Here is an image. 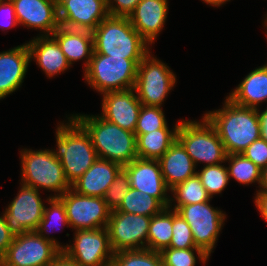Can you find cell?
Returning a JSON list of instances; mask_svg holds the SVG:
<instances>
[{
  "instance_id": "6da1fadb",
  "label": "cell",
  "mask_w": 267,
  "mask_h": 266,
  "mask_svg": "<svg viewBox=\"0 0 267 266\" xmlns=\"http://www.w3.org/2000/svg\"><path fill=\"white\" fill-rule=\"evenodd\" d=\"M203 115L217 131L227 154H240L261 138L258 109L239 106L226 97L221 109Z\"/></svg>"
},
{
  "instance_id": "7a4b0ae2",
  "label": "cell",
  "mask_w": 267,
  "mask_h": 266,
  "mask_svg": "<svg viewBox=\"0 0 267 266\" xmlns=\"http://www.w3.org/2000/svg\"><path fill=\"white\" fill-rule=\"evenodd\" d=\"M89 134L98 158L120 164L122 167L138 158L136 135L122 129L100 115H71Z\"/></svg>"
},
{
  "instance_id": "3957f363",
  "label": "cell",
  "mask_w": 267,
  "mask_h": 266,
  "mask_svg": "<svg viewBox=\"0 0 267 266\" xmlns=\"http://www.w3.org/2000/svg\"><path fill=\"white\" fill-rule=\"evenodd\" d=\"M93 53L143 60L149 43L133 28L128 17L108 16L92 31Z\"/></svg>"
},
{
  "instance_id": "277c9868",
  "label": "cell",
  "mask_w": 267,
  "mask_h": 266,
  "mask_svg": "<svg viewBox=\"0 0 267 266\" xmlns=\"http://www.w3.org/2000/svg\"><path fill=\"white\" fill-rule=\"evenodd\" d=\"M56 128L55 151L70 184L81 177L98 159L87 131L72 117Z\"/></svg>"
},
{
  "instance_id": "5b68a950",
  "label": "cell",
  "mask_w": 267,
  "mask_h": 266,
  "mask_svg": "<svg viewBox=\"0 0 267 266\" xmlns=\"http://www.w3.org/2000/svg\"><path fill=\"white\" fill-rule=\"evenodd\" d=\"M20 156L21 183L39 191L42 188L55 192L52 197H59L71 188L55 149L26 148L20 151Z\"/></svg>"
},
{
  "instance_id": "8992f818",
  "label": "cell",
  "mask_w": 267,
  "mask_h": 266,
  "mask_svg": "<svg viewBox=\"0 0 267 266\" xmlns=\"http://www.w3.org/2000/svg\"><path fill=\"white\" fill-rule=\"evenodd\" d=\"M141 61L93 53L84 71L85 83L100 94L133 89Z\"/></svg>"
},
{
  "instance_id": "52a82bcc",
  "label": "cell",
  "mask_w": 267,
  "mask_h": 266,
  "mask_svg": "<svg viewBox=\"0 0 267 266\" xmlns=\"http://www.w3.org/2000/svg\"><path fill=\"white\" fill-rule=\"evenodd\" d=\"M177 140L182 144L195 166L225 163L227 153L213 125L202 116L201 121L181 120Z\"/></svg>"
},
{
  "instance_id": "ba28073f",
  "label": "cell",
  "mask_w": 267,
  "mask_h": 266,
  "mask_svg": "<svg viewBox=\"0 0 267 266\" xmlns=\"http://www.w3.org/2000/svg\"><path fill=\"white\" fill-rule=\"evenodd\" d=\"M149 52L138 65L134 90L142 105L162 107L176 84L172 70Z\"/></svg>"
},
{
  "instance_id": "9c48e42d",
  "label": "cell",
  "mask_w": 267,
  "mask_h": 266,
  "mask_svg": "<svg viewBox=\"0 0 267 266\" xmlns=\"http://www.w3.org/2000/svg\"><path fill=\"white\" fill-rule=\"evenodd\" d=\"M210 201L211 199L206 202L183 205L175 210L189 224L195 245L209 257L227 218L222 210L211 207Z\"/></svg>"
},
{
  "instance_id": "30bf717a",
  "label": "cell",
  "mask_w": 267,
  "mask_h": 266,
  "mask_svg": "<svg viewBox=\"0 0 267 266\" xmlns=\"http://www.w3.org/2000/svg\"><path fill=\"white\" fill-rule=\"evenodd\" d=\"M61 252L56 244L31 231L14 236L0 263L3 266H47Z\"/></svg>"
},
{
  "instance_id": "8fae6325",
  "label": "cell",
  "mask_w": 267,
  "mask_h": 266,
  "mask_svg": "<svg viewBox=\"0 0 267 266\" xmlns=\"http://www.w3.org/2000/svg\"><path fill=\"white\" fill-rule=\"evenodd\" d=\"M59 198L65 206L69 226L75 231L107 227L111 210L103 197L80 195L70 188Z\"/></svg>"
},
{
  "instance_id": "7c38bea8",
  "label": "cell",
  "mask_w": 267,
  "mask_h": 266,
  "mask_svg": "<svg viewBox=\"0 0 267 266\" xmlns=\"http://www.w3.org/2000/svg\"><path fill=\"white\" fill-rule=\"evenodd\" d=\"M73 244L62 250L81 266H111L114 255L107 228L84 229L74 232Z\"/></svg>"
},
{
  "instance_id": "4fadbf2b",
  "label": "cell",
  "mask_w": 267,
  "mask_h": 266,
  "mask_svg": "<svg viewBox=\"0 0 267 266\" xmlns=\"http://www.w3.org/2000/svg\"><path fill=\"white\" fill-rule=\"evenodd\" d=\"M151 217L112 210L107 224L113 252L147 249Z\"/></svg>"
},
{
  "instance_id": "5bb4252c",
  "label": "cell",
  "mask_w": 267,
  "mask_h": 266,
  "mask_svg": "<svg viewBox=\"0 0 267 266\" xmlns=\"http://www.w3.org/2000/svg\"><path fill=\"white\" fill-rule=\"evenodd\" d=\"M20 184L17 196L3 212L7 226L14 236L36 231L45 208L38 189Z\"/></svg>"
},
{
  "instance_id": "9a60e30c",
  "label": "cell",
  "mask_w": 267,
  "mask_h": 266,
  "mask_svg": "<svg viewBox=\"0 0 267 266\" xmlns=\"http://www.w3.org/2000/svg\"><path fill=\"white\" fill-rule=\"evenodd\" d=\"M60 26L93 31L109 16L107 0H57Z\"/></svg>"
},
{
  "instance_id": "2e32d148",
  "label": "cell",
  "mask_w": 267,
  "mask_h": 266,
  "mask_svg": "<svg viewBox=\"0 0 267 266\" xmlns=\"http://www.w3.org/2000/svg\"><path fill=\"white\" fill-rule=\"evenodd\" d=\"M123 169L129 176L131 188L157 198L166 208L170 206L167 187L158 160L136 158Z\"/></svg>"
},
{
  "instance_id": "e0dca14e",
  "label": "cell",
  "mask_w": 267,
  "mask_h": 266,
  "mask_svg": "<svg viewBox=\"0 0 267 266\" xmlns=\"http://www.w3.org/2000/svg\"><path fill=\"white\" fill-rule=\"evenodd\" d=\"M11 2L19 25L29 29H40V36L52 35L60 26L57 0H11Z\"/></svg>"
},
{
  "instance_id": "ac0fdd59",
  "label": "cell",
  "mask_w": 267,
  "mask_h": 266,
  "mask_svg": "<svg viewBox=\"0 0 267 266\" xmlns=\"http://www.w3.org/2000/svg\"><path fill=\"white\" fill-rule=\"evenodd\" d=\"M101 104L102 118L122 129L135 132L142 104L134 89L104 93Z\"/></svg>"
},
{
  "instance_id": "d6986e66",
  "label": "cell",
  "mask_w": 267,
  "mask_h": 266,
  "mask_svg": "<svg viewBox=\"0 0 267 266\" xmlns=\"http://www.w3.org/2000/svg\"><path fill=\"white\" fill-rule=\"evenodd\" d=\"M30 62L27 43L0 52V100L22 86Z\"/></svg>"
},
{
  "instance_id": "ffe728a7",
  "label": "cell",
  "mask_w": 267,
  "mask_h": 266,
  "mask_svg": "<svg viewBox=\"0 0 267 266\" xmlns=\"http://www.w3.org/2000/svg\"><path fill=\"white\" fill-rule=\"evenodd\" d=\"M168 9V0H141L128 19L133 28L152 45L165 25Z\"/></svg>"
},
{
  "instance_id": "44dd1931",
  "label": "cell",
  "mask_w": 267,
  "mask_h": 266,
  "mask_svg": "<svg viewBox=\"0 0 267 266\" xmlns=\"http://www.w3.org/2000/svg\"><path fill=\"white\" fill-rule=\"evenodd\" d=\"M123 167L107 159L98 158L76 181L71 189L84 196L103 197Z\"/></svg>"
},
{
  "instance_id": "7402d4cb",
  "label": "cell",
  "mask_w": 267,
  "mask_h": 266,
  "mask_svg": "<svg viewBox=\"0 0 267 266\" xmlns=\"http://www.w3.org/2000/svg\"><path fill=\"white\" fill-rule=\"evenodd\" d=\"M30 61L35 60L38 67L51 78L71 68L60 45L52 35H39L27 43Z\"/></svg>"
},
{
  "instance_id": "603a6c76",
  "label": "cell",
  "mask_w": 267,
  "mask_h": 266,
  "mask_svg": "<svg viewBox=\"0 0 267 266\" xmlns=\"http://www.w3.org/2000/svg\"><path fill=\"white\" fill-rule=\"evenodd\" d=\"M52 36L71 66L74 62L84 59V71L88 68L94 51L92 31L59 26Z\"/></svg>"
},
{
  "instance_id": "cb8c5ba5",
  "label": "cell",
  "mask_w": 267,
  "mask_h": 266,
  "mask_svg": "<svg viewBox=\"0 0 267 266\" xmlns=\"http://www.w3.org/2000/svg\"><path fill=\"white\" fill-rule=\"evenodd\" d=\"M158 161L163 179L170 190L197 173L193 160L178 140L171 145Z\"/></svg>"
},
{
  "instance_id": "d4e9b609",
  "label": "cell",
  "mask_w": 267,
  "mask_h": 266,
  "mask_svg": "<svg viewBox=\"0 0 267 266\" xmlns=\"http://www.w3.org/2000/svg\"><path fill=\"white\" fill-rule=\"evenodd\" d=\"M227 98L239 106L255 109L267 102V63L249 72Z\"/></svg>"
},
{
  "instance_id": "484cf974",
  "label": "cell",
  "mask_w": 267,
  "mask_h": 266,
  "mask_svg": "<svg viewBox=\"0 0 267 266\" xmlns=\"http://www.w3.org/2000/svg\"><path fill=\"white\" fill-rule=\"evenodd\" d=\"M179 120L172 130L168 124L161 129L146 134L136 135V151L140 159L158 160L177 140Z\"/></svg>"
},
{
  "instance_id": "4316f807",
  "label": "cell",
  "mask_w": 267,
  "mask_h": 266,
  "mask_svg": "<svg viewBox=\"0 0 267 266\" xmlns=\"http://www.w3.org/2000/svg\"><path fill=\"white\" fill-rule=\"evenodd\" d=\"M173 210L165 208L151 217L147 235V249L161 252L168 248L172 239Z\"/></svg>"
},
{
  "instance_id": "83f0119b",
  "label": "cell",
  "mask_w": 267,
  "mask_h": 266,
  "mask_svg": "<svg viewBox=\"0 0 267 266\" xmlns=\"http://www.w3.org/2000/svg\"><path fill=\"white\" fill-rule=\"evenodd\" d=\"M165 208L157 198L130 188L116 211L152 217Z\"/></svg>"
},
{
  "instance_id": "f1b7e54d",
  "label": "cell",
  "mask_w": 267,
  "mask_h": 266,
  "mask_svg": "<svg viewBox=\"0 0 267 266\" xmlns=\"http://www.w3.org/2000/svg\"><path fill=\"white\" fill-rule=\"evenodd\" d=\"M170 192L173 197H170L169 208L172 210H176L183 205L206 202L211 199L197 174L177 184ZM172 202H174V207H172Z\"/></svg>"
},
{
  "instance_id": "f546056e",
  "label": "cell",
  "mask_w": 267,
  "mask_h": 266,
  "mask_svg": "<svg viewBox=\"0 0 267 266\" xmlns=\"http://www.w3.org/2000/svg\"><path fill=\"white\" fill-rule=\"evenodd\" d=\"M47 201H48L47 204H49L50 207L48 208L45 206L43 217H42L41 221L39 222V226L36 229V232L40 236H42L44 239L53 242L61 250H63L66 247V245H61L62 243L58 242V240L56 241V239H54V237L52 238V236L50 237L48 235H50V233H51L50 228H52V229H53V227L55 228L56 225L59 223L61 224V226L65 227V225H66L67 228L69 227L66 209H65V206H64L62 200L59 197H52L50 195L47 198Z\"/></svg>"
},
{
  "instance_id": "4dcf8cb0",
  "label": "cell",
  "mask_w": 267,
  "mask_h": 266,
  "mask_svg": "<svg viewBox=\"0 0 267 266\" xmlns=\"http://www.w3.org/2000/svg\"><path fill=\"white\" fill-rule=\"evenodd\" d=\"M225 162H228L227 170L229 179L233 178L243 185H249L255 182L260 185L261 168L246 158L242 153L227 154Z\"/></svg>"
},
{
  "instance_id": "1f68e13d",
  "label": "cell",
  "mask_w": 267,
  "mask_h": 266,
  "mask_svg": "<svg viewBox=\"0 0 267 266\" xmlns=\"http://www.w3.org/2000/svg\"><path fill=\"white\" fill-rule=\"evenodd\" d=\"M111 266H163L160 252L150 249L115 252Z\"/></svg>"
},
{
  "instance_id": "d6a6232c",
  "label": "cell",
  "mask_w": 267,
  "mask_h": 266,
  "mask_svg": "<svg viewBox=\"0 0 267 266\" xmlns=\"http://www.w3.org/2000/svg\"><path fill=\"white\" fill-rule=\"evenodd\" d=\"M196 174L211 199L213 195L221 194L228 182H230L227 167L224 164L222 165V163L203 166V169L197 171Z\"/></svg>"
},
{
  "instance_id": "836d02e7",
  "label": "cell",
  "mask_w": 267,
  "mask_h": 266,
  "mask_svg": "<svg viewBox=\"0 0 267 266\" xmlns=\"http://www.w3.org/2000/svg\"><path fill=\"white\" fill-rule=\"evenodd\" d=\"M194 251L198 255L194 254ZM163 266H195L197 258L203 264L209 260V256L201 248L175 249L165 248L161 252Z\"/></svg>"
},
{
  "instance_id": "e575fe53",
  "label": "cell",
  "mask_w": 267,
  "mask_h": 266,
  "mask_svg": "<svg viewBox=\"0 0 267 266\" xmlns=\"http://www.w3.org/2000/svg\"><path fill=\"white\" fill-rule=\"evenodd\" d=\"M167 125L162 108L142 105L135 127V134H146Z\"/></svg>"
},
{
  "instance_id": "d590c367",
  "label": "cell",
  "mask_w": 267,
  "mask_h": 266,
  "mask_svg": "<svg viewBox=\"0 0 267 266\" xmlns=\"http://www.w3.org/2000/svg\"><path fill=\"white\" fill-rule=\"evenodd\" d=\"M130 188L129 176L122 168L103 196V200L106 202L107 207L111 211L116 210Z\"/></svg>"
},
{
  "instance_id": "8d00e7d4",
  "label": "cell",
  "mask_w": 267,
  "mask_h": 266,
  "mask_svg": "<svg viewBox=\"0 0 267 266\" xmlns=\"http://www.w3.org/2000/svg\"><path fill=\"white\" fill-rule=\"evenodd\" d=\"M169 247L175 249L199 248L195 245L189 224L175 210H173L172 239Z\"/></svg>"
},
{
  "instance_id": "74e56055",
  "label": "cell",
  "mask_w": 267,
  "mask_h": 266,
  "mask_svg": "<svg viewBox=\"0 0 267 266\" xmlns=\"http://www.w3.org/2000/svg\"><path fill=\"white\" fill-rule=\"evenodd\" d=\"M242 154L261 169L267 166V141L262 137L251 143Z\"/></svg>"
},
{
  "instance_id": "f35d334b",
  "label": "cell",
  "mask_w": 267,
  "mask_h": 266,
  "mask_svg": "<svg viewBox=\"0 0 267 266\" xmlns=\"http://www.w3.org/2000/svg\"><path fill=\"white\" fill-rule=\"evenodd\" d=\"M140 1L141 0H107L109 16L128 17Z\"/></svg>"
},
{
  "instance_id": "ab89813d",
  "label": "cell",
  "mask_w": 267,
  "mask_h": 266,
  "mask_svg": "<svg viewBox=\"0 0 267 266\" xmlns=\"http://www.w3.org/2000/svg\"><path fill=\"white\" fill-rule=\"evenodd\" d=\"M17 25H19V23L16 18L13 3L11 0H2L0 2V28L2 31H5V29L9 30V28Z\"/></svg>"
},
{
  "instance_id": "60d3db41",
  "label": "cell",
  "mask_w": 267,
  "mask_h": 266,
  "mask_svg": "<svg viewBox=\"0 0 267 266\" xmlns=\"http://www.w3.org/2000/svg\"><path fill=\"white\" fill-rule=\"evenodd\" d=\"M0 216V259L5 255L7 248L13 241L14 235L10 232L3 213Z\"/></svg>"
},
{
  "instance_id": "b9f144b4",
  "label": "cell",
  "mask_w": 267,
  "mask_h": 266,
  "mask_svg": "<svg viewBox=\"0 0 267 266\" xmlns=\"http://www.w3.org/2000/svg\"><path fill=\"white\" fill-rule=\"evenodd\" d=\"M254 201L260 215L267 222V193H256Z\"/></svg>"
},
{
  "instance_id": "7bdbcfd3",
  "label": "cell",
  "mask_w": 267,
  "mask_h": 266,
  "mask_svg": "<svg viewBox=\"0 0 267 266\" xmlns=\"http://www.w3.org/2000/svg\"><path fill=\"white\" fill-rule=\"evenodd\" d=\"M47 266H81L78 262L69 258L63 251Z\"/></svg>"
},
{
  "instance_id": "ee69618b",
  "label": "cell",
  "mask_w": 267,
  "mask_h": 266,
  "mask_svg": "<svg viewBox=\"0 0 267 266\" xmlns=\"http://www.w3.org/2000/svg\"><path fill=\"white\" fill-rule=\"evenodd\" d=\"M258 113L261 121V137L267 141V108L262 111L258 109Z\"/></svg>"
},
{
  "instance_id": "f6af8a7d",
  "label": "cell",
  "mask_w": 267,
  "mask_h": 266,
  "mask_svg": "<svg viewBox=\"0 0 267 266\" xmlns=\"http://www.w3.org/2000/svg\"><path fill=\"white\" fill-rule=\"evenodd\" d=\"M256 193H267V166L261 169V181Z\"/></svg>"
},
{
  "instance_id": "bcb514c9",
  "label": "cell",
  "mask_w": 267,
  "mask_h": 266,
  "mask_svg": "<svg viewBox=\"0 0 267 266\" xmlns=\"http://www.w3.org/2000/svg\"><path fill=\"white\" fill-rule=\"evenodd\" d=\"M204 3H207L208 5H211L213 7H220L224 3H227L230 0H202Z\"/></svg>"
},
{
  "instance_id": "7dc6e473",
  "label": "cell",
  "mask_w": 267,
  "mask_h": 266,
  "mask_svg": "<svg viewBox=\"0 0 267 266\" xmlns=\"http://www.w3.org/2000/svg\"><path fill=\"white\" fill-rule=\"evenodd\" d=\"M265 21L263 22L264 24V26L266 27V30H267V15H266V19H264ZM266 37H267V31H266Z\"/></svg>"
}]
</instances>
